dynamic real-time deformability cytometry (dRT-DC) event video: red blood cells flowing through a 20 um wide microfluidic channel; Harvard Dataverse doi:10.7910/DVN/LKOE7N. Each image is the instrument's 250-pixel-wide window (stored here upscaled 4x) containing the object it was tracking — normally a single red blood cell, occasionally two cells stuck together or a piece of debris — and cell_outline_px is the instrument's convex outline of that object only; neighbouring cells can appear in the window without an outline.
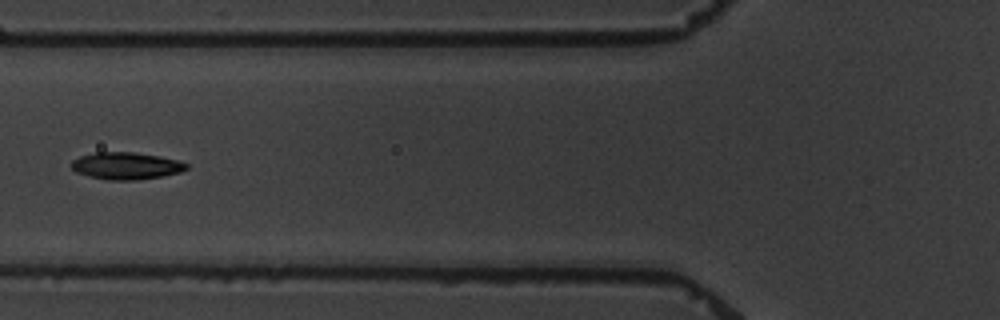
{"species": "common noctule bat (a hibernating species)", "species_latin": "Nyctalus noctula", "temperature_condition": "warm", "stored_images_in_passage": 10, "camera_frame_rate_fps": 3000, "um_per_image_px": 0.085, "animal": {"sex": "male", "body_mass_g": 19.5, "forearm_length_mm": 54.6}, "frame": {"image": 1, "passage_image": 5, "time_ms": 5.667, "image_size_px": [1000, 320], "cell_outline_px": [[188, 168], [180, 172], [164, 176], [136, 180], [108, 180], [88, 176], [76, 172], [72, 168], [72, 160], [80, 156], [96, 152], [132, 152], [160, 156], [180, 160], [188, 164]], "centroid_in_image_um": [10.75, 14.09], "position_along_channel_um": 115.1, "area_um2": 18.26}}
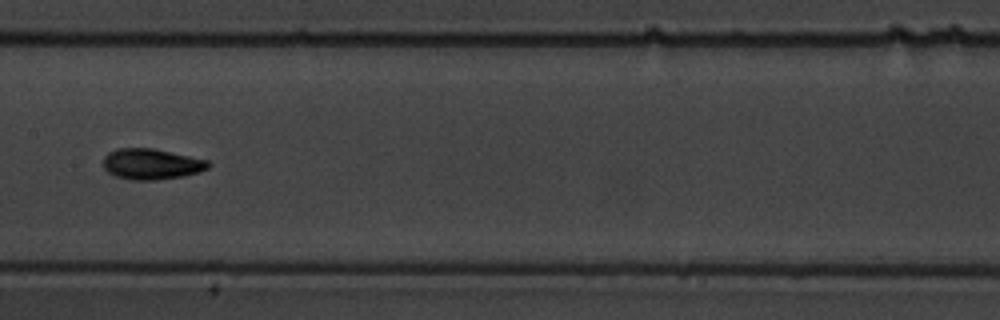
{"frame": {"image": 2, "passage_image": 7, "time_ms": 8.0, "image_size_px": [1000, 320], "cell_outline_px": [[212, 164], [208, 168], [184, 176], [152, 180], [132, 180], [116, 176], [108, 172], [104, 168], [104, 156], [108, 152], [116, 148], [152, 148], [208, 160]], "centroid_in_image_um": [12.86, 13.94], "position_along_channel_um": 194.5, "area_um2": 18.73}}
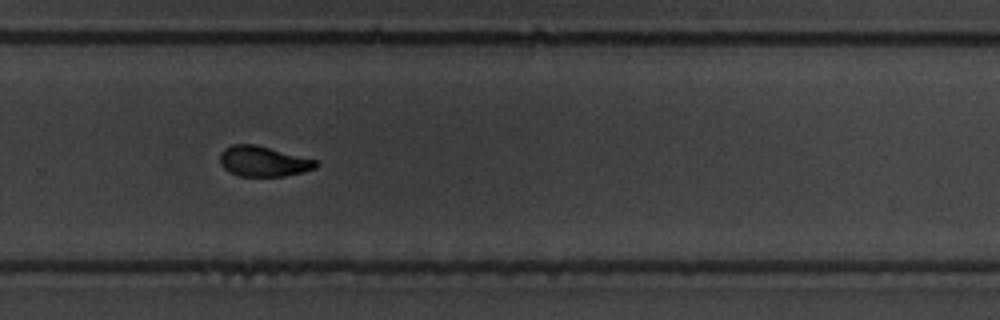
{"frame": {"image": 3, "passage_image": 10, "time_ms": 11.333, "image_size_px": [1000, 320], "cell_outline_px": [[320, 164], [316, 168], [304, 172], [284, 176], [240, 176], [228, 172], [220, 164], [220, 152], [224, 148], [232, 144], [256, 144], [316, 160]], "centroid_in_image_um": [22.37, 13.71], "position_along_channel_um": 307.4, "area_um2": 17.11}}